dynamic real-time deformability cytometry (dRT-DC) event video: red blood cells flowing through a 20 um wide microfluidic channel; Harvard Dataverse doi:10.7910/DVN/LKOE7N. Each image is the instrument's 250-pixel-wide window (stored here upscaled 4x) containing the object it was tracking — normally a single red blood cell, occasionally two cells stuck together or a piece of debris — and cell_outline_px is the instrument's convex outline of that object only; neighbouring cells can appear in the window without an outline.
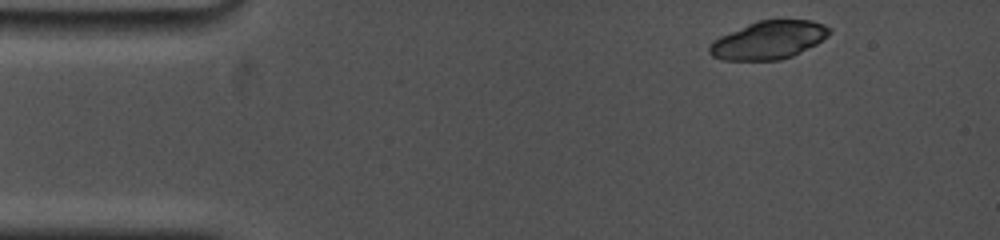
{"species": "common noctule bat (a hibernating species)", "species_latin": "Nyctalus noctula", "temperature_condition": "cold", "stored_images_in_passage": 4, "camera_frame_rate_fps": 5000, "um_per_image_px": 0.085, "animal": {"sex": "female", "body_mass_g": 19.0, "forearm_length_mm": 53.3}, "frame": {"image": 1, "passage_image": 1, "time_ms": 0.0, "image_size_px": [1000, 240], "cell_outline_px": [[832, 32], [828, 36], [816, 44], [792, 56], [780, 60], [720, 60], [712, 56], [708, 52], [708, 48], [712, 40], [720, 36], [748, 24], [760, 20], [812, 20], [824, 24], [832, 28]], "centroid_in_image_um": [65.34, 3.41], "position_along_channel_um": 19.7, "area_um2": 26.7}}